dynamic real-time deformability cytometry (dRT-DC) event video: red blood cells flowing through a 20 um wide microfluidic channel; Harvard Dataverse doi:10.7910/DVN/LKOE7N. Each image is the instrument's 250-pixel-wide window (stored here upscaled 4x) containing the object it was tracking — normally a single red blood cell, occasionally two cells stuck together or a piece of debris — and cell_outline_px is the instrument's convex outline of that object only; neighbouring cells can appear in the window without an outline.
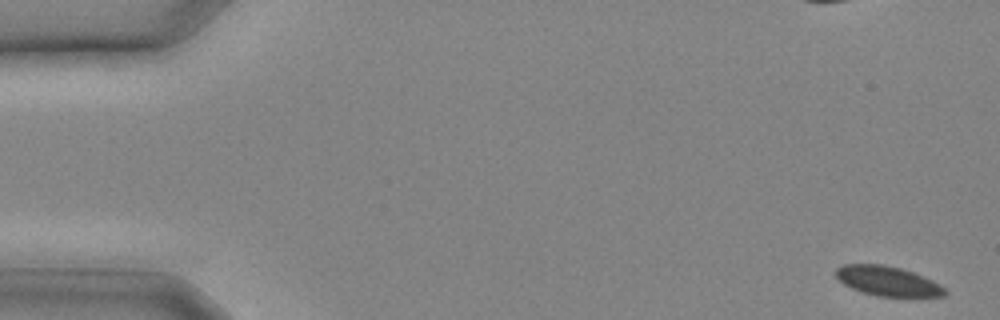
{"species": "common noctule bat (a hibernating species)", "species_latin": "Nyctalus noctula", "temperature_condition": "cold", "stored_images_in_passage": 10, "camera_frame_rate_fps": 3000, "um_per_image_px": 0.085, "animal": {"sex": "male", "body_mass_g": 20.4}, "frame": {"image": 1, "passage_image": 1, "time_ms": 0.0, "image_size_px": [1000, 320], "cell_outline_px": [[948, 292], [944, 296], [876, 296], [860, 292], [844, 284], [836, 276], [836, 268], [844, 264], [884, 264], [900, 268], [912, 272], [932, 280], [940, 284]], "centroid_in_image_um": [75.44, 23.89], "position_along_channel_um": 9.6, "area_um2": 18.73}}